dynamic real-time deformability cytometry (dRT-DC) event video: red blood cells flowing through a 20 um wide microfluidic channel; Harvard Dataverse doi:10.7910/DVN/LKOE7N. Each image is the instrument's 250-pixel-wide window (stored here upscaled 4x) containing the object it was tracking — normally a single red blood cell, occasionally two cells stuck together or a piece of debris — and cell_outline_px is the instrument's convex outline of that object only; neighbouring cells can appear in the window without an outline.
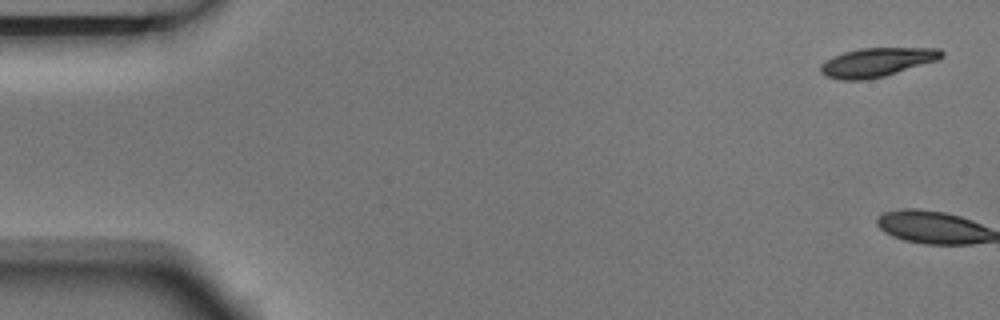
{"species": "Egyptian fruit bat (a non-hibernating species)", "species_latin": "Rousettus aegyptiacus", "temperature_condition": "room temperature", "stored_images_in_passage": 6, "camera_frame_rate_fps": 3000, "um_per_image_px": 0.085, "animal": {"sex": "male"}, "frame": {"image": 1, "passage_image": 1, "time_ms": 0.0, "image_size_px": [1000, 320], "cell_outline_px": [[944, 56], [940, 60], [884, 76], [868, 80], [840, 80], [824, 76], [820, 72], [820, 64], [832, 56], [844, 52], [860, 48], [940, 48], [944, 52]], "centroid_in_image_um": [74.54, 5.3], "position_along_channel_um": 10.5, "area_um2": 20.69}}